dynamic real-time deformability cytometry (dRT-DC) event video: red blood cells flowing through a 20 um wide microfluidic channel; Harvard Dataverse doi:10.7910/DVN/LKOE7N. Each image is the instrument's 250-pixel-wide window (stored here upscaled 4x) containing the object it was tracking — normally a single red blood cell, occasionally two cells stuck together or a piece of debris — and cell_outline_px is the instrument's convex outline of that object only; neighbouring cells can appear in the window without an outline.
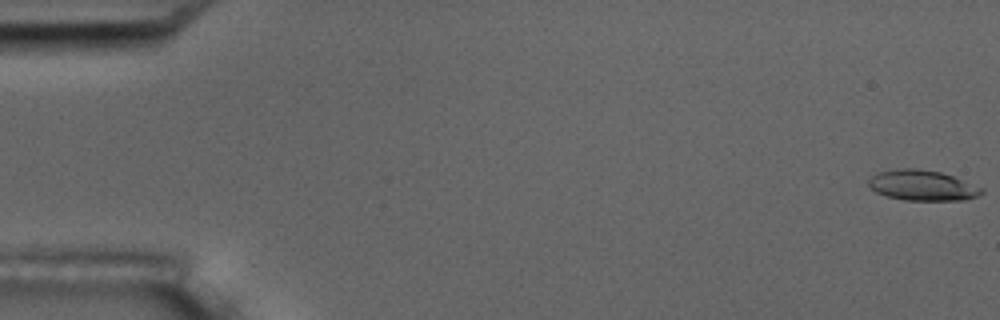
{"species": "common noctule bat (a hibernating species)", "species_latin": "Nyctalus noctula", "temperature_condition": "room temperature", "stored_images_in_passage": 6, "camera_frame_rate_fps": 3000, "um_per_image_px": 0.085, "animal": {"sex": "male", "body_mass_g": 17.5, "forearm_length_mm": 52.3}, "frame": {"image": 1, "passage_image": 1, "time_ms": 0.0, "image_size_px": [1000, 320], "cell_outline_px": [[984, 192], [980, 196], [964, 200], [904, 200], [888, 196], [876, 192], [868, 184], [868, 180], [872, 176], [880, 172], [896, 168], [916, 168], [940, 172], [952, 176], [984, 188]], "centroid_in_image_um": [78.43, 15.76], "position_along_channel_um": 6.6, "area_um2": 20.0}}
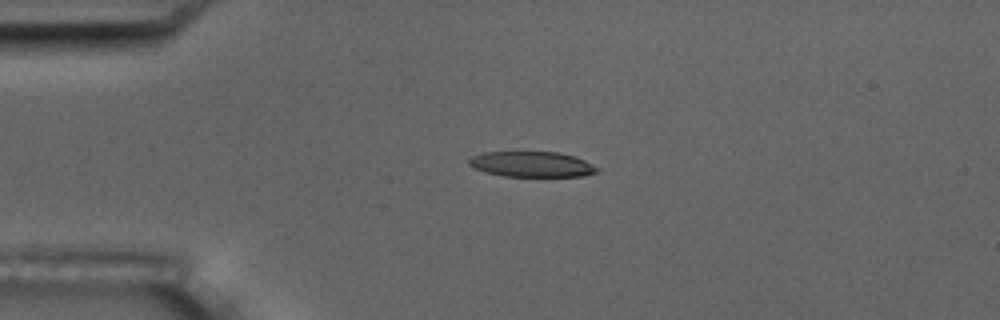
{"frame": {"image": 2, "passage_image": 4, "time_ms": 4.333, "image_size_px": [1000, 320], "cell_outline_px": [[600, 168], [596, 172], [584, 176], [504, 176], [484, 172], [472, 168], [468, 164], [468, 160], [472, 156], [484, 152], [560, 152], [576, 156]], "centroid_in_image_um": [45.19, 13.96], "position_along_channel_um": 39.8, "area_um2": 19.13}}